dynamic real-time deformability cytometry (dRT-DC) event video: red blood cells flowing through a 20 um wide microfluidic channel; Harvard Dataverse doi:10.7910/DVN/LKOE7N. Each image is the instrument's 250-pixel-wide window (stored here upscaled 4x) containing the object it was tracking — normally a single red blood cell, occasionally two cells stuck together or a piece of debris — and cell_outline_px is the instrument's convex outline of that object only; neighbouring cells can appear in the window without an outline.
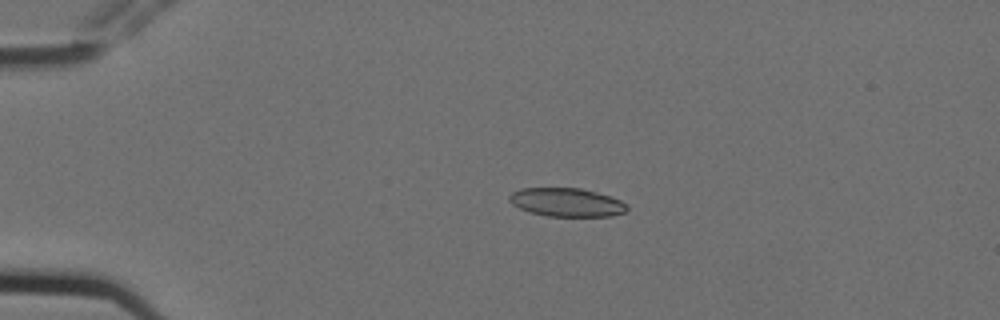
{"species": "Egyptian fruit bat (a non-hibernating species)", "species_latin": "Rousettus aegyptiacus", "temperature_condition": "cold", "stored_images_in_passage": 5, "camera_frame_rate_fps": 3000, "um_per_image_px": 0.085, "animal": {"sex": "female"}, "frame": {"image": 1, "passage_image": 3, "time_ms": 0.667, "image_size_px": [1000, 320], "cell_outline_px": [[628, 208], [624, 212], [612, 216], [548, 216], [528, 212], [512, 204], [508, 200], [508, 196], [512, 192], [520, 188], [580, 188], [612, 196], [628, 204]], "centroid_in_image_um": [48.16, 17.19], "position_along_channel_um": 36.8, "area_um2": 19.71}}
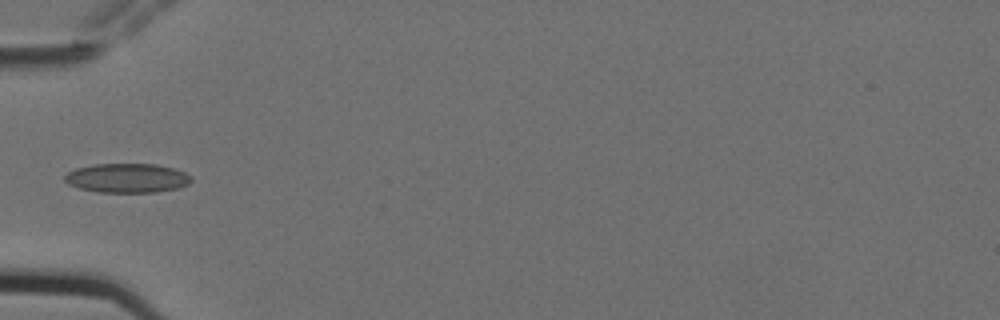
{"frame": {"image": 2, "passage_image": 5, "time_ms": 1.333, "image_size_px": [1000, 320], "cell_outline_px": [[192, 180], [188, 184], [180, 188], [156, 192], [100, 192], [80, 188], [68, 184], [64, 180], [64, 176], [68, 172], [76, 168], [96, 164], [156, 164], [172, 168], [184, 172], [192, 176]], "centroid_in_image_um": [10.83, 15.13], "position_along_channel_um": 74.2, "area_um2": 21.56}}